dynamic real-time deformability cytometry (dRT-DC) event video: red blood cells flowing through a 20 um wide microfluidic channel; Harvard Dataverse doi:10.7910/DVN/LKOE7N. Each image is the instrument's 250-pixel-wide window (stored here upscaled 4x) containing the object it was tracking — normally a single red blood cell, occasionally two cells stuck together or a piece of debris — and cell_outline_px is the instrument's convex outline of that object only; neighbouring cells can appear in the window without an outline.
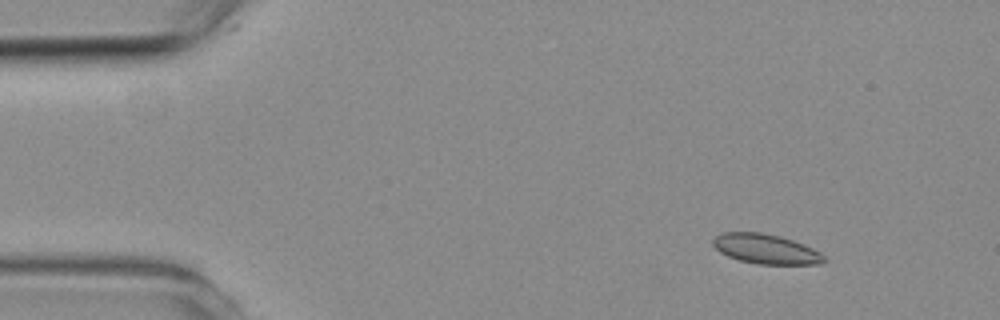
{"species": "common noctule bat (a hibernating species)", "species_latin": "Nyctalus noctula", "temperature_condition": "room temperature", "stored_images_in_passage": 4, "segment_of_instrument_passage": [2, 2], "camera_frame_rate_fps": 3000, "um_per_image_px": 0.085, "animal": {"sex": "female", "body_mass_g": 19.3, "forearm_length_mm": 54.1}, "frame": {"image": 1, "passage_image": 4, "time_ms": 4.333, "image_size_px": [1000, 320], "cell_outline_px": [[828, 260], [820, 264], [756, 264], [740, 260], [728, 256], [720, 252], [712, 244], [712, 240], [716, 236], [724, 232], [760, 232], [780, 236], [804, 244], [820, 252]], "centroid_in_image_um": [65.11, 21.16], "position_along_channel_um": 19.9, "area_um2": 19.25}}